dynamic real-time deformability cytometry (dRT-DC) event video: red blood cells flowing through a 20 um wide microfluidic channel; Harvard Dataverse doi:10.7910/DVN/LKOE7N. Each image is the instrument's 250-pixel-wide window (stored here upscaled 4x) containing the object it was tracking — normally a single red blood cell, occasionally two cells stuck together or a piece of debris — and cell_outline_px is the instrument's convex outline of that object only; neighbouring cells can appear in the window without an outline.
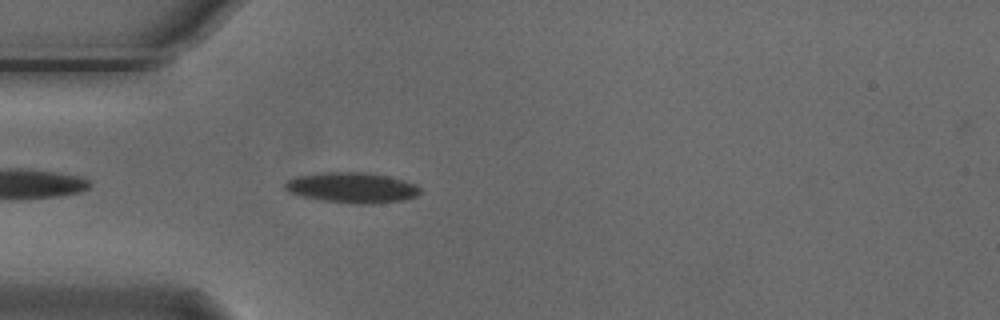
{"species": "Egyptian fruit bat (a non-hibernating species)", "species_latin": "Rousettus aegyptiacus", "temperature_condition": "cold", "stored_images_in_passage": 5, "camera_frame_rate_fps": 3000, "um_per_image_px": 0.085, "animal": {"sex": "male"}, "frame": {"image": 1, "passage_image": 5, "time_ms": 1.333, "image_size_px": [1000, 320], "cell_outline_px": [[420, 192], [416, 196], [404, 200], [372, 204], [356, 204], [324, 200], [300, 196], [288, 192], [284, 188], [284, 184], [288, 180], [296, 176], [320, 172], [364, 172], [388, 176], [404, 180], [416, 184], [420, 188]], "centroid_in_image_um": [29.91, 15.94], "position_along_channel_um": 55.1, "area_um2": 24.1}}